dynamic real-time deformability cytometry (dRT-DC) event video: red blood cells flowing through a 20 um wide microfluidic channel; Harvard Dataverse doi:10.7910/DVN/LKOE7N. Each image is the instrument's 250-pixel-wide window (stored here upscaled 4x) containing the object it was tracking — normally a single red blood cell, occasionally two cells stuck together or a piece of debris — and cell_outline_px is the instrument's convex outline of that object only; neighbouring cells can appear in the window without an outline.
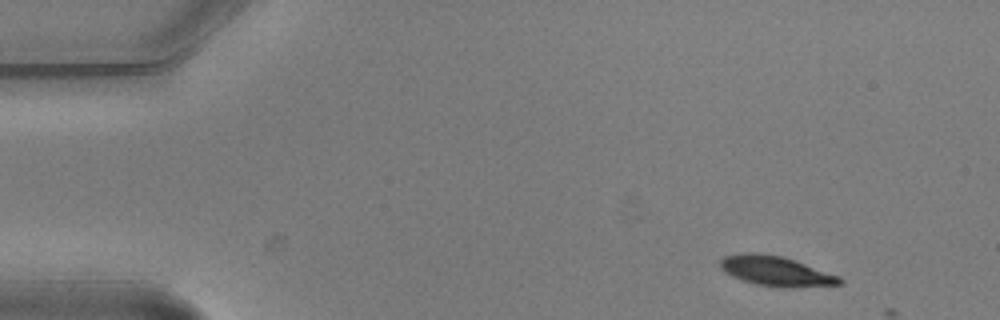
{"species": "common noctule bat (a hibernating species)", "species_latin": "Nyctalus noctula", "temperature_condition": "warm", "stored_images_in_passage": 3, "camera_frame_rate_fps": 3000, "um_per_image_px": 0.085, "animal": {"sex": "male", "body_mass_g": 20.5, "forearm_length_mm": 52.5}, "frame": {"image": 1, "passage_image": 1, "time_ms": 0.0, "image_size_px": [1000, 320], "cell_outline_px": [[844, 280], [840, 284], [784, 288], [756, 284], [732, 276], [724, 272], [720, 268], [720, 260], [724, 256], [752, 252], [784, 256], [840, 276]], "centroid_in_image_um": [65.96, 23.04], "position_along_channel_um": 19.0, "area_um2": 20.69}}